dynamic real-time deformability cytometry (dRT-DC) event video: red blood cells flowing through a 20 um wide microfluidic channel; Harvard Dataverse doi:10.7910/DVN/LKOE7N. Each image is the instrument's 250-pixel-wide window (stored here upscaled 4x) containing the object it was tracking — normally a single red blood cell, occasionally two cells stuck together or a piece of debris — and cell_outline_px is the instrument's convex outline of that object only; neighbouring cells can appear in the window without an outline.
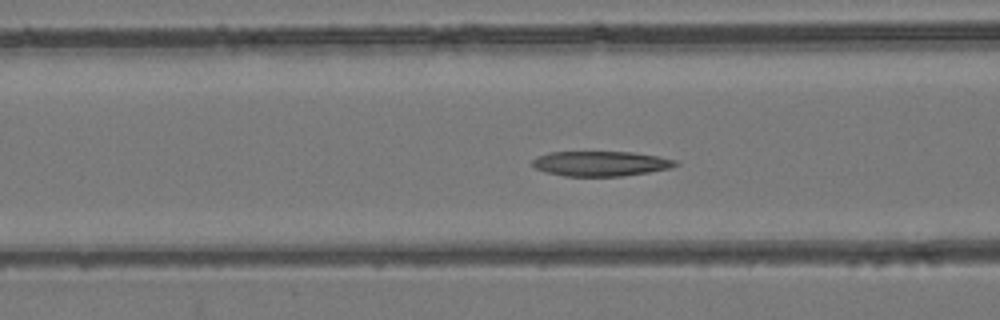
{"species": "common noctule bat (a hibernating species)", "species_latin": "Nyctalus noctula", "temperature_condition": "room temperature", "stored_images_in_passage": 49, "camera_frame_rate_fps": 3000, "um_per_image_px": 0.085, "animal": {"sex": "female", "body_mass_g": 24.6, "forearm_length_mm": 56.2}, "frame": {"image": 1, "passage_image": 20, "time_ms": 6.333, "image_size_px": [1000, 320], "cell_outline_px": [[680, 164], [668, 168], [648, 172], [624, 176], [564, 176], [544, 172], [536, 168], [532, 164], [532, 160], [536, 156], [548, 152], [632, 152], [656, 156], [676, 160]], "centroid_in_image_um": [51.01, 13.9], "position_along_channel_um": 115.6, "area_um2": 20.81}}
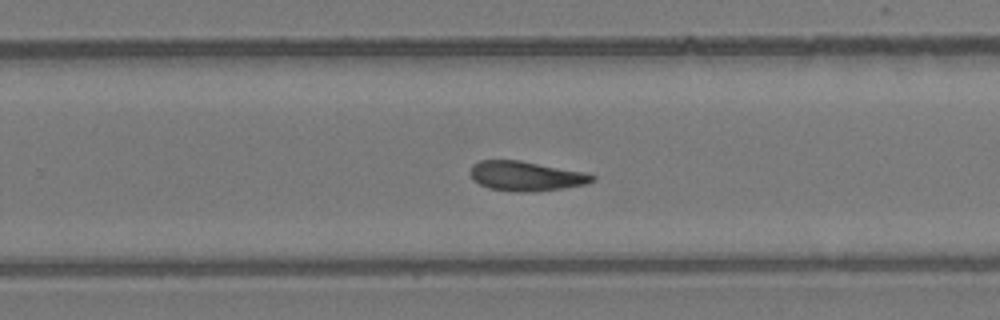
{"frame": {"image": 2, "passage_image": 32, "time_ms": 10.333, "image_size_px": [1000, 320], "cell_outline_px": [[596, 180], [584, 184], [564, 188], [532, 192], [516, 192], [488, 188], [472, 180], [472, 164], [480, 160], [520, 160], [584, 172], [596, 176]], "centroid_in_image_um": [44.71, 14.97], "position_along_channel_um": 285.1, "area_um2": 21.04}}
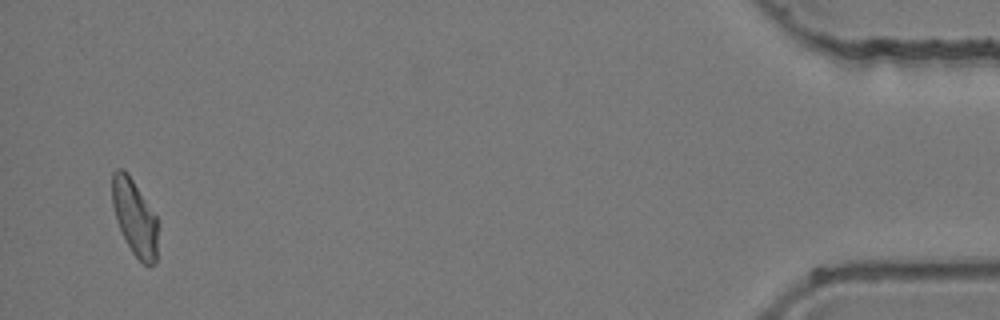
{"frame": {"image": 3, "passage_image": 48, "time_ms": 15.667, "image_size_px": [1000, 320], "cell_outline_px": [[160, 228], [156, 264], [148, 268], [132, 252], [124, 240], [116, 220], [112, 204], [112, 172], [116, 168], [124, 168], [128, 172], [156, 216]], "centroid_in_image_um": [11.48, 18.52], "position_along_channel_um": 423.7, "area_um2": 20.98}}